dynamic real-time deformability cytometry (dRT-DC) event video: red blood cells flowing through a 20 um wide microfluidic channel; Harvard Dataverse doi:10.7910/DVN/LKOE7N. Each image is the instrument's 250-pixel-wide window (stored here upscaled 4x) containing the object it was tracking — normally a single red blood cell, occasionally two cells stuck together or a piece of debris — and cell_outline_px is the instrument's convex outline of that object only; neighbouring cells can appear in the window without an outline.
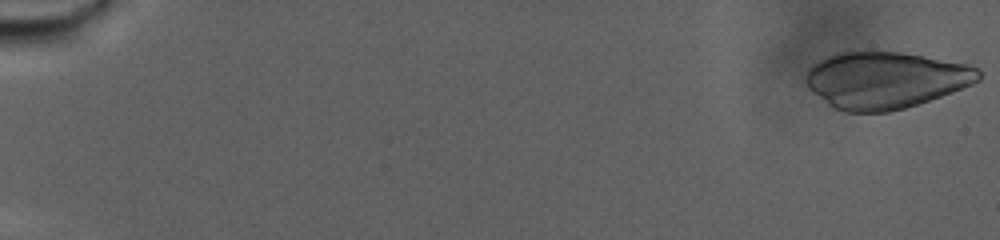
{"species": "human", "species_latin": "Homo sapiens", "temperature_condition": "warm", "stored_images_in_passage": 89, "camera_frame_rate_fps": 3000, "um_per_image_px": 0.085, "donor": {"sex": "male"}, "frame": {"image": 1, "passage_image": 1, "time_ms": 0.0, "image_size_px": [1000, 240], "cell_outline_px": [[980, 80], [972, 84], [952, 92], [904, 108], [888, 112], [844, 112], [828, 104], [808, 88], [804, 80], [808, 68], [820, 60], [828, 56], [840, 52], [900, 52], [924, 56], [968, 64], [976, 68], [980, 72]], "centroid_in_image_um": [75.24, 6.81], "position_along_channel_um": 9.8, "area_um2": 56.7}}